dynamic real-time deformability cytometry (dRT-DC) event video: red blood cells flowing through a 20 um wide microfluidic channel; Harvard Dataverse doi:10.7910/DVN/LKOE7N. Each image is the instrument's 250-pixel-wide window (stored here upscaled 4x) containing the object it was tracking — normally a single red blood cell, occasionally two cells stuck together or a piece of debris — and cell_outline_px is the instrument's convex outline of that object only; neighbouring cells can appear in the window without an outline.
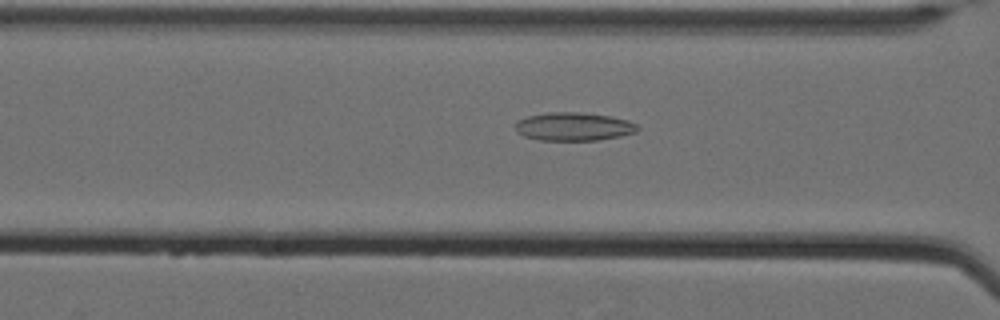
{"species": "Egyptian fruit bat (a non-hibernating species)", "species_latin": "Rousettus aegyptiacus", "temperature_condition": "cold", "stored_images_in_passage": 51, "camera_frame_rate_fps": 3000, "um_per_image_px": 0.085, "animal": {"sex": "female"}, "frame": {"image": 1, "passage_image": 19, "time_ms": 6.0, "image_size_px": [1000, 320], "cell_outline_px": [[640, 128], [636, 132], [620, 136], [596, 140], [540, 140], [524, 136], [516, 132], [516, 120], [528, 116], [548, 112], [576, 112], [612, 116], [628, 120], [636, 124]], "centroid_in_image_um": [48.76, 10.75], "position_along_channel_um": 117.8, "area_um2": 20.17}}
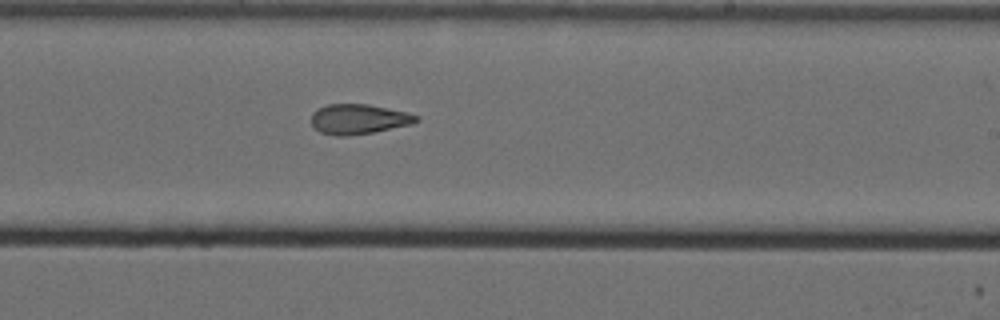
{"frame": {"image": 2, "passage_image": 31, "time_ms": 10.0, "image_size_px": [1000, 320], "cell_outline_px": [[420, 120], [412, 124], [372, 132], [348, 136], [336, 136], [320, 132], [312, 124], [312, 112], [328, 104], [368, 104], [408, 112], [420, 116]], "centroid_in_image_um": [30.52, 10.12], "position_along_channel_um": 258.5, "area_um2": 18.32}}
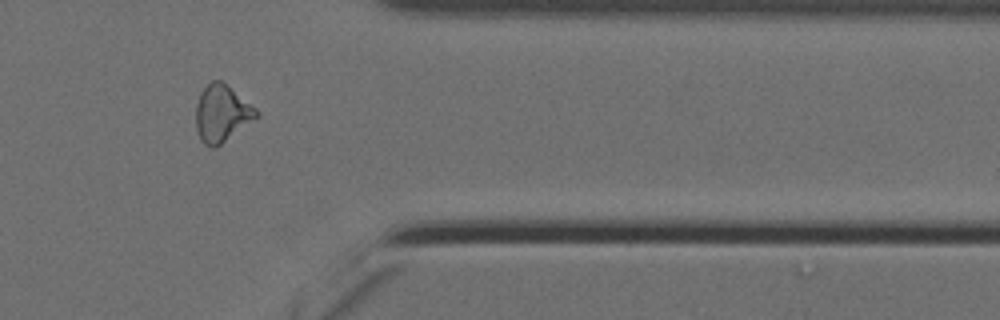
{"frame": {"image": 3, "passage_image": 43, "time_ms": 14.0, "image_size_px": [1000, 320], "cell_outline_px": [[260, 112], [256, 116], [216, 148], [212, 148], [204, 144], [200, 140], [196, 128], [196, 104], [200, 92], [212, 80], [220, 80], [256, 108]], "centroid_in_image_um": [18.8, 9.65], "position_along_channel_um": 392.6, "area_um2": 19.59}, "authors_computed_cell_mechanics": {"area_um2": 19.4208, "velocity_mm_per_s": 3.5067, "shape_relaxation_time_tau1_ms": null, "shape_relaxation_time_tau2_ms": 3.7276, "deformation_change_tau1": null, "deformation_change_tau2": 0.1216}}